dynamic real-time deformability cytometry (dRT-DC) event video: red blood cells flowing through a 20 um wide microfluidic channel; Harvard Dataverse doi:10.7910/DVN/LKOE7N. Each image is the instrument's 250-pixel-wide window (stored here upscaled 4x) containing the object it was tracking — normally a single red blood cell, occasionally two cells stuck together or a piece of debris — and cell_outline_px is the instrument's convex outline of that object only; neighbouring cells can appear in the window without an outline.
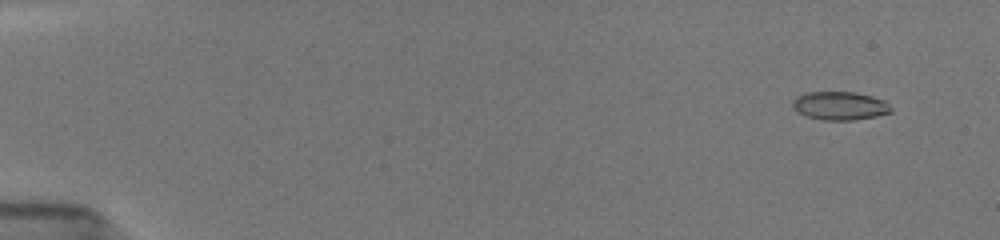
{"species": "common noctule bat (a hibernating species)", "species_latin": "Nyctalus noctula", "temperature_condition": "room temperature", "stored_images_in_passage": 56, "camera_frame_rate_fps": 3000, "um_per_image_px": 0.085, "animal": {"sex": "female", "body_mass_g": 19.5, "forearm_length_mm": 54.1}, "frame": {"image": 1, "passage_image": 5, "time_ms": 1.0, "image_size_px": [1000, 240], "cell_outline_px": [[892, 112], [876, 116], [852, 120], [824, 120], [808, 116], [800, 112], [792, 104], [792, 100], [796, 96], [808, 92], [856, 92], [872, 96], [884, 100], [892, 108]], "centroid_in_image_um": [71.42, 8.98], "position_along_channel_um": 13.6, "area_um2": 16.13}}
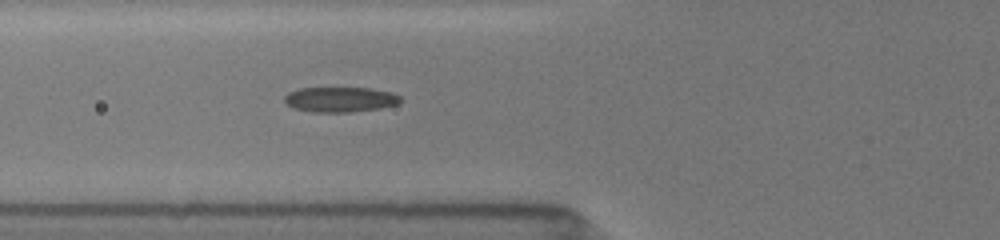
{"frame": {"image": 2, "passage_image": 27, "time_ms": 6.667, "image_size_px": [1000, 240], "cell_outline_px": [[404, 100], [400, 104], [380, 108], [348, 112], [312, 112], [292, 108], [284, 100], [284, 96], [288, 92], [300, 88], [372, 88], [392, 92], [400, 96]], "centroid_in_image_um": [28.95, 8.45], "position_along_channel_um": 96.8, "area_um2": 17.17}}
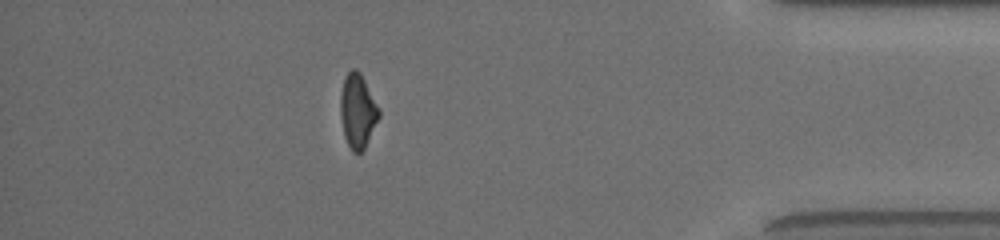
{"frame": {"image": 3, "passage_image": 50, "time_ms": 15.333, "image_size_px": [1000, 240], "cell_outline_px": [[380, 116], [364, 148], [360, 152], [352, 152], [344, 136], [340, 112], [340, 96], [344, 80], [348, 72], [352, 68], [356, 68], [360, 72], [380, 108]], "centroid_in_image_um": [30.41, 9.41], "position_along_channel_um": 404.8, "area_um2": 16.53}, "authors_computed_cell_mechanics": {"area_um2": 16.6753, "velocity_mm_per_s": 3.9627, "shape_relaxation_time_tau1_ms": 10.9152, "shape_relaxation_time_tau2_ms": 2.4508, "deformation_change_tau1": 0.2676, "deformation_change_tau2": 0.0947}}